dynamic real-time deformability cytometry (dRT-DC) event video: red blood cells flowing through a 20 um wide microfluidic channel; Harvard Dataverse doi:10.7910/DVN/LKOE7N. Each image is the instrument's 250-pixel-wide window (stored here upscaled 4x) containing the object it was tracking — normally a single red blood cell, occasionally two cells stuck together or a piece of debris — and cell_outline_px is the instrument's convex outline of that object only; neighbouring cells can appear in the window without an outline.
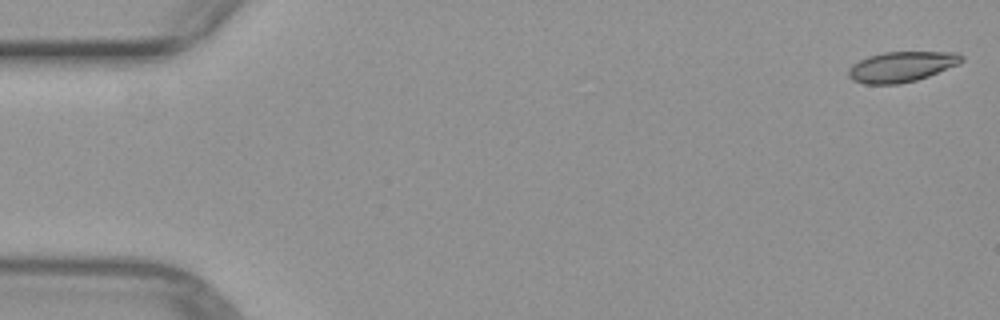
{"species": "common noctule bat (a hibernating species)", "species_latin": "Nyctalus noctula", "temperature_condition": "warm", "stored_images_in_passage": 14, "camera_frame_rate_fps": 3000, "um_per_image_px": 0.085, "animal": {"sex": "female", "body_mass_g": 29.2, "forearm_length_mm": 56.3}, "frame": {"image": 1, "passage_image": 1, "time_ms": 0.0, "image_size_px": [1000, 320], "cell_outline_px": [[964, 60], [960, 64], [928, 76], [916, 80], [900, 84], [864, 84], [852, 80], [848, 76], [848, 68], [852, 64], [868, 56], [884, 52], [956, 52], [964, 56]], "centroid_in_image_um": [76.63, 5.67], "position_along_channel_um": 8.4, "area_um2": 20.17}}
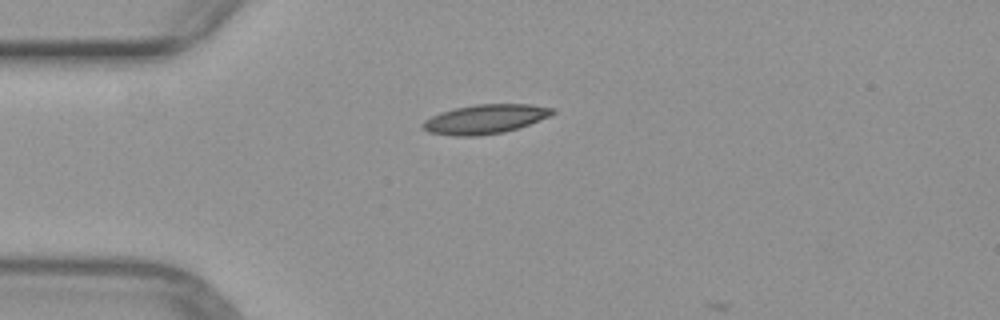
{"frame": {"image": 2, "passage_image": 13, "time_ms": 4.0, "image_size_px": [1000, 320], "cell_outline_px": [[556, 112], [548, 116], [528, 124], [504, 132], [476, 136], [456, 136], [428, 132], [420, 128], [420, 124], [424, 120], [440, 112], [456, 108], [476, 104], [528, 104], [556, 108]], "centroid_in_image_um": [41.19, 10.12], "position_along_channel_um": 43.8, "area_um2": 22.02}}